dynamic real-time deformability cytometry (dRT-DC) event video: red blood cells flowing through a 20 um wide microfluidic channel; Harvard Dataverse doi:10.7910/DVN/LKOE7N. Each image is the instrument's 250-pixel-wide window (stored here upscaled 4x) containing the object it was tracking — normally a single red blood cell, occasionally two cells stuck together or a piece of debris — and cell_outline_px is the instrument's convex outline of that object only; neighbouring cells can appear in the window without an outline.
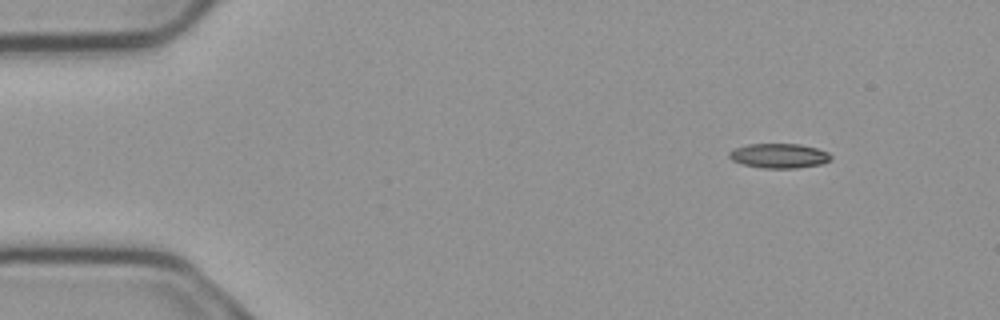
{"species": "common noctule bat (a hibernating species)", "species_latin": "Nyctalus noctula", "temperature_condition": "cold", "stored_images_in_passage": 2, "camera_frame_rate_fps": 3000, "um_per_image_px": 0.085, "animal": {"sex": "male", "body_mass_g": 23.1, "forearm_length_mm": 52.7}, "frame": {"image": 1, "passage_image": 1, "time_ms": 0.0, "image_size_px": [1000, 320], "cell_outline_px": [[832, 160], [824, 164], [796, 168], [764, 168], [744, 164], [732, 160], [728, 156], [728, 152], [736, 148], [748, 144], [800, 144], [816, 148], [828, 152], [832, 156]], "centroid_in_image_um": [66.27, 13.24], "position_along_channel_um": 18.7, "area_um2": 14.62}}